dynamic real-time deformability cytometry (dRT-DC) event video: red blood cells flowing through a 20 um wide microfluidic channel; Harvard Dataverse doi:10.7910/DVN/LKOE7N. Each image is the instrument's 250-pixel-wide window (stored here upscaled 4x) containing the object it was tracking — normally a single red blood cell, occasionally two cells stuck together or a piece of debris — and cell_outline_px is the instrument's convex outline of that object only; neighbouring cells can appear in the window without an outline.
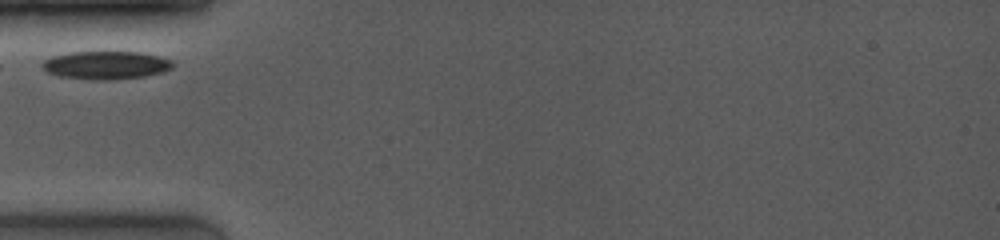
{"species": "common noctule bat (a hibernating species)", "species_latin": "Nyctalus noctula", "temperature_condition": "room temperature", "stored_images_in_passage": 36, "camera_frame_rate_fps": 4000, "um_per_image_px": 0.085, "animal": {"sex": "female", "body_mass_g": 19.0, "forearm_length_mm": 53.3}, "frame": {"image": 1, "passage_image": 1, "time_ms": 0.0, "image_size_px": [1000, 240], "cell_outline_px": [[176, 64], [172, 68], [164, 72], [144, 76], [112, 80], [92, 80], [60, 76], [48, 72], [40, 64], [44, 60], [52, 56], [72, 52], [140, 52], [172, 60]], "centroid_in_image_um": [9.03, 5.54], "position_along_channel_um": 76.0, "area_um2": 21.39}}